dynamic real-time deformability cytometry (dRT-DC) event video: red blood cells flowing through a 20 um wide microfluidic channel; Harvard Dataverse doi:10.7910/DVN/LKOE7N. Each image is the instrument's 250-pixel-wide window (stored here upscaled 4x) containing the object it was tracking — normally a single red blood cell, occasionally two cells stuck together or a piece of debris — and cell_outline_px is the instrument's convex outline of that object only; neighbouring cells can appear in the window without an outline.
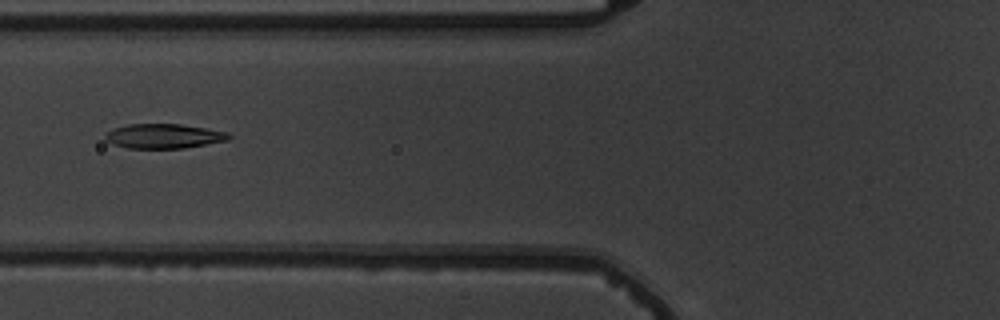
{"species": "common noctule bat (a hibernating species)", "species_latin": "Nyctalus noctula", "temperature_condition": "warm", "stored_images_in_passage": 9, "camera_frame_rate_fps": 3000, "um_per_image_px": 0.085, "animal": {"sex": "male", "body_mass_g": 19.5, "forearm_length_mm": 54.6}, "frame": {"image": 1, "passage_image": 7, "time_ms": 7.0, "image_size_px": [1000, 320], "cell_outline_px": [[232, 136], [228, 140], [184, 148], [128, 148], [112, 144], [104, 140], [104, 136], [112, 128], [128, 124], [180, 124], [228, 132]], "centroid_in_image_um": [13.89, 11.57], "position_along_channel_um": 111.9, "area_um2": 17.69}}
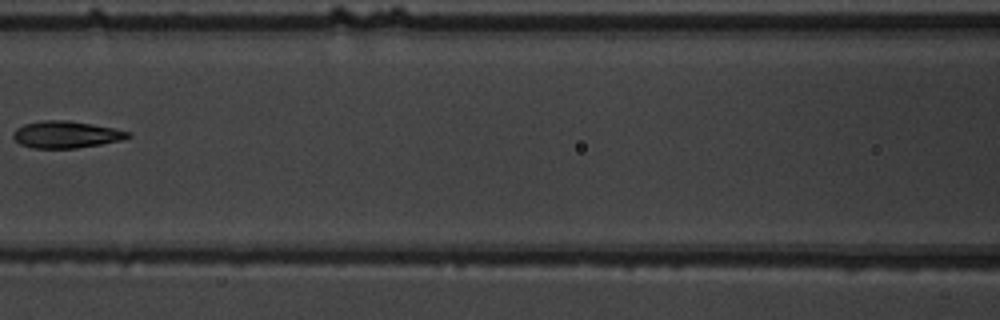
{"frame": {"image": 2, "passage_image": 8, "time_ms": 8.333, "image_size_px": [1000, 320], "cell_outline_px": [[132, 136], [124, 140], [76, 148], [32, 148], [20, 144], [12, 136], [12, 132], [16, 128], [24, 124], [40, 120], [68, 120], [92, 124], [132, 132]], "centroid_in_image_um": [5.62, 11.43], "position_along_channel_um": 161.0, "area_um2": 18.15}}
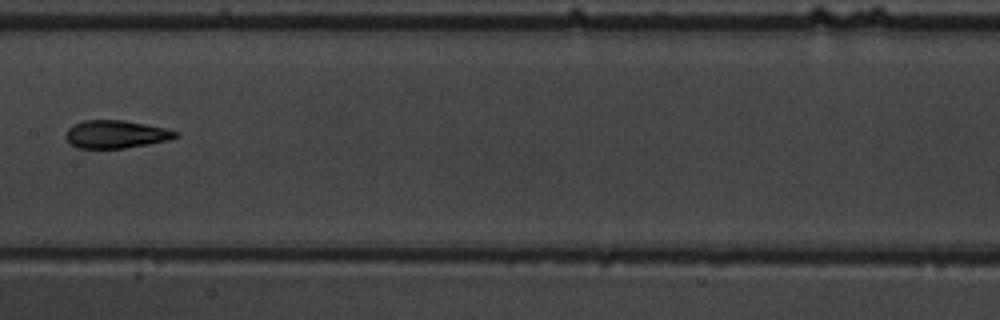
{"frame": {"image": 3, "passage_image": 9, "time_ms": 9.333, "image_size_px": [1000, 320], "cell_outline_px": [[180, 136], [168, 140], [148, 144], [124, 148], [76, 148], [64, 136], [68, 128], [84, 120], [124, 120], [164, 128], [180, 132]], "centroid_in_image_um": [9.87, 11.41], "position_along_channel_um": 197.5, "area_um2": 17.74}}